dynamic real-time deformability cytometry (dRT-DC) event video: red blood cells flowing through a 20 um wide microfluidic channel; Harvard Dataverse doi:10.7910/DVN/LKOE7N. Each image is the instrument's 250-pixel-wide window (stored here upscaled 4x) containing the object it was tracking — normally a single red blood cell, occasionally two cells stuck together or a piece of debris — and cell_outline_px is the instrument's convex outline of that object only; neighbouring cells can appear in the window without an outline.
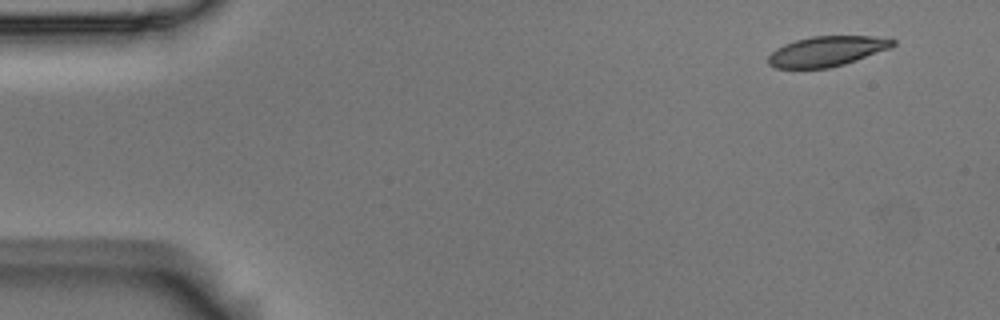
{"species": "Egyptian fruit bat (a non-hibernating species)", "species_latin": "Rousettus aegyptiacus", "temperature_condition": "room temperature", "stored_images_in_passage": 5, "camera_frame_rate_fps": 3000, "um_per_image_px": 0.085, "animal": {"sex": "male"}, "frame": {"image": 1, "passage_image": 1, "time_ms": 0.0, "image_size_px": [1000, 320], "cell_outline_px": [[896, 44], [892, 48], [844, 64], [828, 68], [776, 68], [768, 64], [768, 56], [776, 48], [784, 44], [796, 40], [812, 36], [872, 36], [896, 40]], "centroid_in_image_um": [70.29, 4.35], "position_along_channel_um": 14.7, "area_um2": 21.85}}
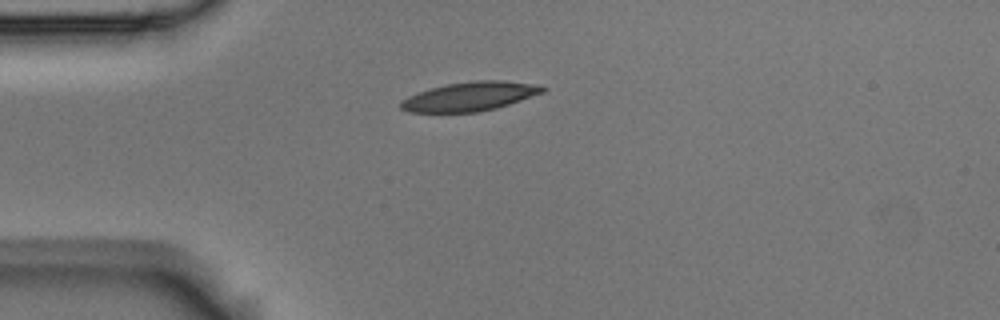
{"frame": {"image": 2, "passage_image": 4, "time_ms": 1.0, "image_size_px": [1000, 320], "cell_outline_px": [[548, 88], [544, 92], [496, 108], [480, 112], [408, 112], [400, 108], [400, 100], [408, 96], [432, 88], [448, 84], [476, 80], [504, 80], [528, 84]], "centroid_in_image_um": [39.9, 8.21], "position_along_channel_um": 45.1, "area_um2": 23.64}}
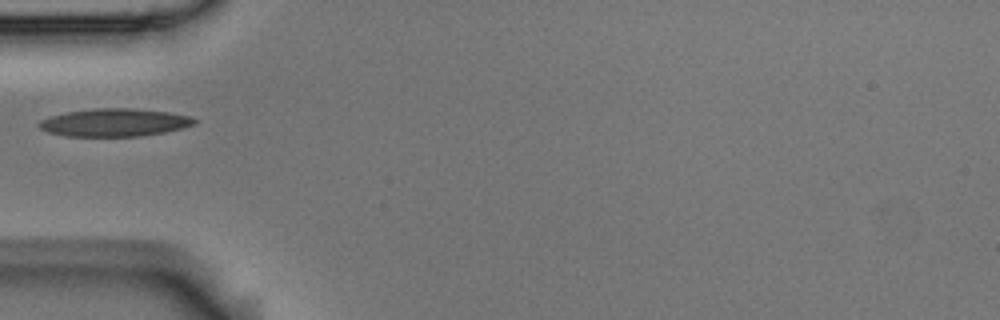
{"frame": {"image": 3, "passage_image": 5, "time_ms": 1.333, "image_size_px": [1000, 320], "cell_outline_px": [[196, 120], [192, 124], [184, 128], [164, 132], [140, 136], [68, 136], [48, 132], [40, 128], [36, 124], [40, 120], [52, 116], [68, 112], [92, 108], [136, 108], [168, 112], [188, 116]], "centroid_in_image_um": [9.71, 10.41], "position_along_channel_um": 75.3, "area_um2": 25.03}}